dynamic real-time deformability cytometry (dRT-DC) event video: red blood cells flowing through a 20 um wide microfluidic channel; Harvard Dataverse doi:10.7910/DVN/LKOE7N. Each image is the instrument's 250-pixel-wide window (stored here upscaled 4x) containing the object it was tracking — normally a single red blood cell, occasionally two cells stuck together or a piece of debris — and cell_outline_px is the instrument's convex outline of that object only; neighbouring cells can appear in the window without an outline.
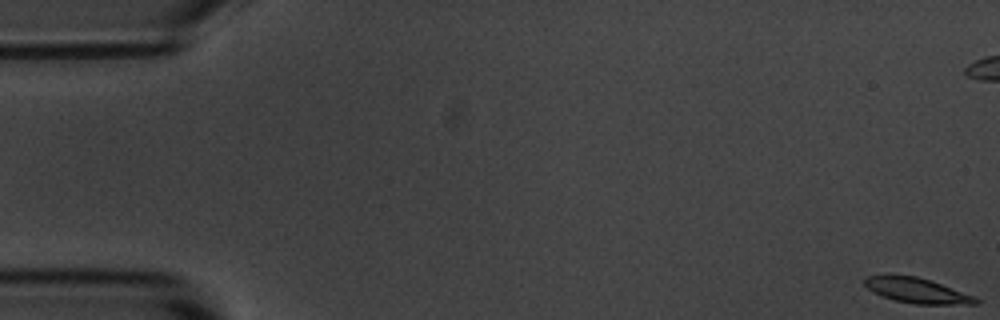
{"species": "common noctule bat (a hibernating species)", "species_latin": "Nyctalus noctula", "temperature_condition": "room temperature", "stored_images_in_passage": 58, "camera_frame_rate_fps": 3000, "um_per_image_px": 0.085, "animal": {"sex": "male", "body_mass_g": 20.1, "forearm_length_mm": 53.5}, "frame": {"image": 1, "passage_image": 1, "time_ms": 0.0, "image_size_px": [1000, 320], "cell_outline_px": [[980, 304], [916, 304], [896, 300], [872, 292], [864, 284], [864, 276], [916, 276], [932, 280], [972, 296], [980, 300]], "centroid_in_image_um": [77.95, 24.7], "position_along_channel_um": 7.0, "area_um2": 15.9}}
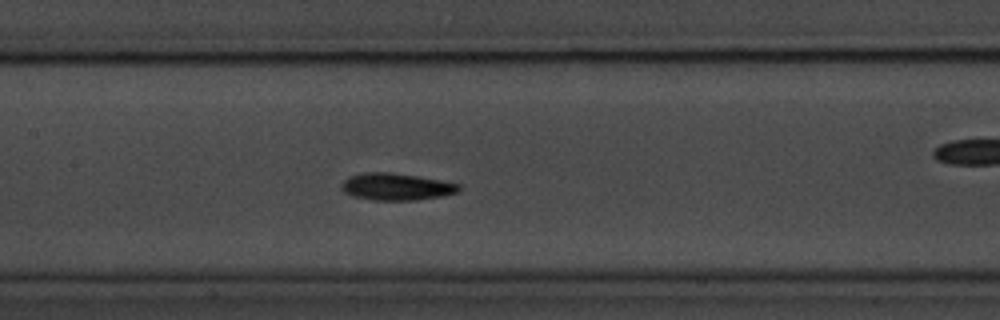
{"frame": {"image": 2, "passage_image": 27, "time_ms": 8.667, "image_size_px": [1000, 320], "cell_outline_px": [[460, 192], [444, 196], [416, 200], [372, 200], [352, 196], [344, 192], [340, 188], [340, 184], [348, 176], [364, 172], [388, 172], [416, 176], [440, 180], [460, 184]], "centroid_in_image_um": [33.67, 15.87], "position_along_channel_um": 173.7, "area_um2": 18.67}}
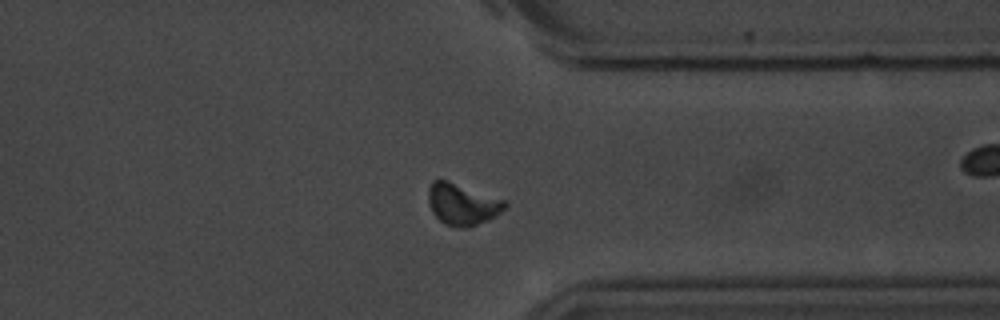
{"frame": {"image": 3, "passage_image": 44, "time_ms": 14.333, "image_size_px": [1000, 320], "cell_outline_px": [[508, 204], [496, 216], [488, 220], [468, 228], [456, 228], [444, 224], [432, 212], [428, 204], [428, 188], [432, 180], [448, 180], [504, 200]], "centroid_in_image_um": [39.26, 17.37], "position_along_channel_um": 372.1, "area_um2": 18.61}, "authors_computed_cell_mechanics": {"area_um2": 17.2533, "velocity_mm_per_s": 3.5536, "shape_relaxation_time_tau1_ms": 2.2871, "shape_relaxation_time_tau2_ms": 3.7334, "deformation_change_tau1": 0.1114, "deformation_change_tau2": 0.0822}}